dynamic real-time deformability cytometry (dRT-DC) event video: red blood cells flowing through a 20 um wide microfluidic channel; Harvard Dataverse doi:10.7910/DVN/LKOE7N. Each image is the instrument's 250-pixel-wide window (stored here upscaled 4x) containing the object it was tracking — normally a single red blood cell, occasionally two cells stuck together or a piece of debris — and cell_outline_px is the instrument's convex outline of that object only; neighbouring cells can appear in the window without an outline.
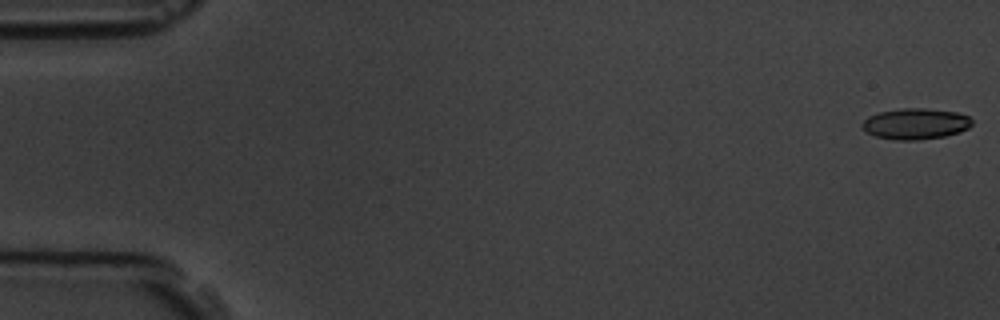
{"species": "common noctule bat (a hibernating species)", "species_latin": "Nyctalus noctula", "temperature_condition": "room temperature", "stored_images_in_passage": 5, "camera_frame_rate_fps": 3000, "um_per_image_px": 0.085, "animal": {"sex": "male", "body_mass_g": 19.5, "forearm_length_mm": 54.6}, "frame": {"image": 1, "passage_image": 1, "time_ms": 0.0, "image_size_px": [1000, 320], "cell_outline_px": [[972, 124], [968, 128], [960, 132], [944, 136], [916, 140], [892, 140], [876, 136], [868, 132], [860, 124], [868, 116], [880, 112], [900, 108], [924, 108], [956, 112], [968, 116], [972, 120]], "centroid_in_image_um": [77.82, 10.52], "position_along_channel_um": 7.2, "area_um2": 19.77}}
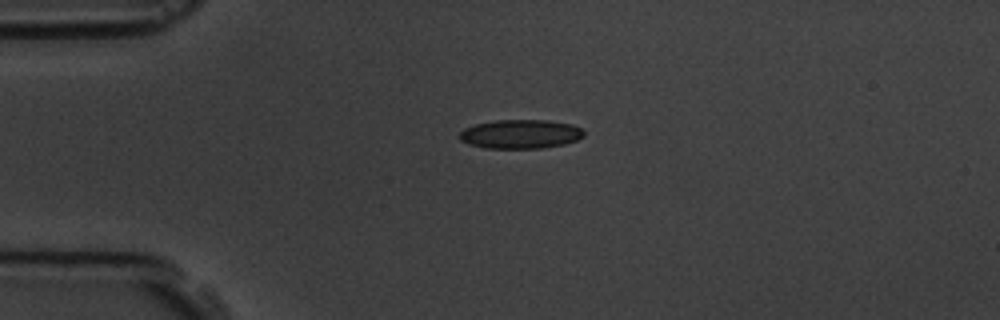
{"frame": {"image": 2, "passage_image": 4, "time_ms": 4.333, "image_size_px": [1000, 320], "cell_outline_px": [[584, 136], [576, 140], [564, 144], [540, 148], [484, 148], [468, 144], [460, 140], [460, 132], [464, 128], [476, 124], [496, 120], [548, 120], [572, 124], [580, 128], [584, 132]], "centroid_in_image_um": [44.23, 11.39], "position_along_channel_um": 40.8, "area_um2": 20.98}}